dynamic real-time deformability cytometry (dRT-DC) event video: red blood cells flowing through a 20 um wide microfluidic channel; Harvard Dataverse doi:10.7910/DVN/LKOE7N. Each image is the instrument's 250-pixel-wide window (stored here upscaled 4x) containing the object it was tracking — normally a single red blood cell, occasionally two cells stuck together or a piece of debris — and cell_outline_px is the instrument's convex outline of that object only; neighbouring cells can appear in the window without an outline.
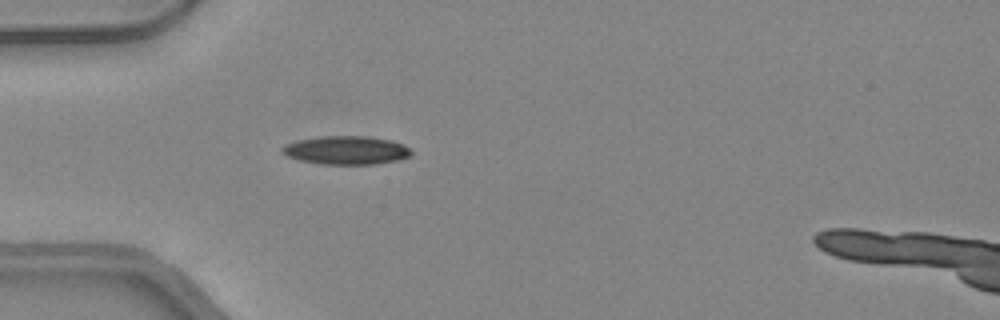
{"species": "common noctule bat (a hibernating species)", "species_latin": "Nyctalus noctula", "temperature_condition": "warm", "stored_images_in_passage": 49, "segment_of_instrument_passage": [1, 2], "camera_frame_rate_fps": 3000, "um_per_image_px": 0.085, "animal": {"sex": "female", "body_mass_g": 24.6, "forearm_length_mm": 56.2}, "frame": {"image": 1, "passage_image": 14, "time_ms": 4.333, "image_size_px": [1000, 320], "cell_outline_px": [[412, 152], [408, 156], [400, 160], [376, 164], [324, 164], [300, 160], [288, 156], [280, 148], [284, 144], [300, 140], [320, 136], [368, 136], [392, 140], [404, 144]], "centroid_in_image_um": [29.46, 12.76], "position_along_channel_um": 55.5, "area_um2": 21.33}}
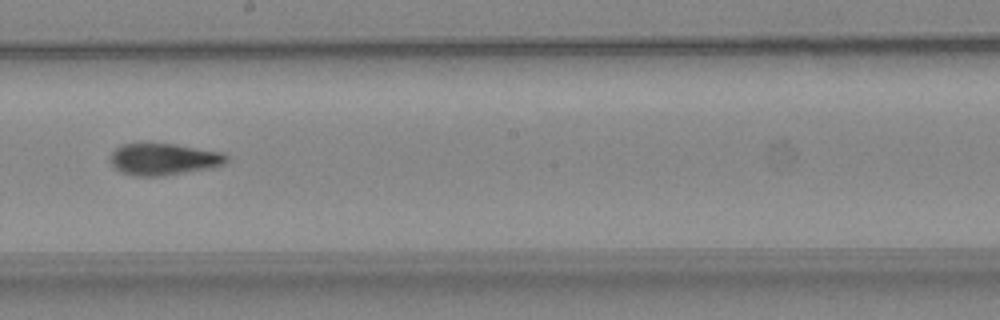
{"frame": {"image": 2, "passage_image": 27, "time_ms": 8.667, "image_size_px": [1000, 320], "cell_outline_px": [[228, 160], [224, 164], [212, 168], [160, 176], [132, 176], [120, 172], [108, 160], [112, 152], [120, 144], [172, 144], [224, 152], [228, 156]], "centroid_in_image_um": [13.91, 13.54], "position_along_channel_um": 234.3, "area_um2": 21.56}}
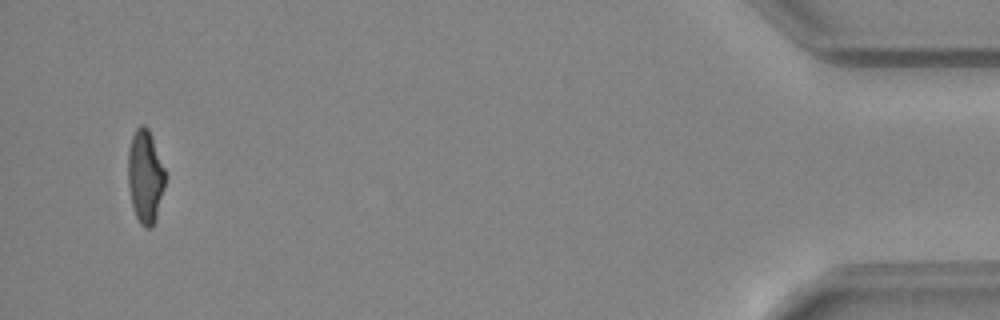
{"frame": {"image": 3, "passage_image": 46, "time_ms": 15.0, "image_size_px": [1000, 320], "cell_outline_px": [[164, 188], [156, 220], [152, 228], [144, 228], [140, 224], [132, 208], [128, 184], [128, 148], [132, 136], [136, 128], [140, 124], [144, 124], [148, 128], [164, 168]], "centroid_in_image_um": [12.32, 15.03], "position_along_channel_um": 422.9, "area_um2": 20.23}}